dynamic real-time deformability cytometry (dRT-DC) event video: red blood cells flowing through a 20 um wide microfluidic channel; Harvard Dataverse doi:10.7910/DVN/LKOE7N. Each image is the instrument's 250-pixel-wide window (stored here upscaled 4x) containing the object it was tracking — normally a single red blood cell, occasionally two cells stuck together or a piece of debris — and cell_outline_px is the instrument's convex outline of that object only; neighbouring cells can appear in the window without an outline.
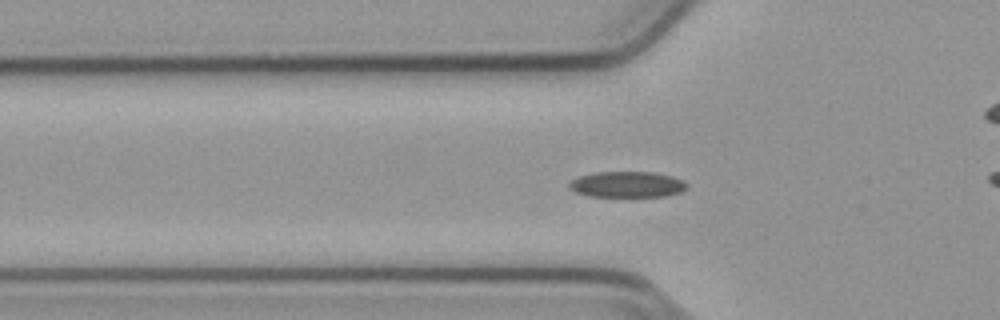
{"species": "common noctule bat (a hibernating species)", "species_latin": "Nyctalus noctula", "temperature_condition": "cold", "stored_images_in_passage": 40, "camera_frame_rate_fps": 3000, "um_per_image_px": 0.085, "animal": {"sex": "male", "body_mass_g": 23.1, "forearm_length_mm": 52.7}, "frame": {"image": 1, "passage_image": 3, "time_ms": 0.667, "image_size_px": [1000, 320], "cell_outline_px": [[688, 188], [684, 192], [668, 196], [588, 196], [576, 192], [568, 188], [568, 184], [572, 180], [580, 176], [596, 172], [652, 172], [672, 176], [684, 180], [688, 184]], "centroid_in_image_um": [53.37, 15.68], "position_along_channel_um": 72.4, "area_um2": 17.92}}
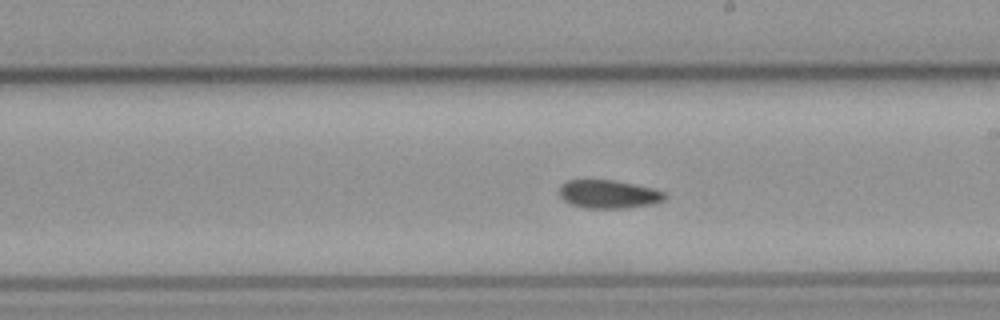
{"frame": {"image": 2, "passage_image": 16, "time_ms": 5.0, "image_size_px": [1000, 320], "cell_outline_px": [[668, 196], [664, 200], [652, 204], [628, 208], [588, 208], [572, 204], [564, 200], [560, 196], [560, 184], [568, 180], [612, 180], [652, 188], [664, 192]], "centroid_in_image_um": [51.74, 16.51], "position_along_channel_um": 237.3, "area_um2": 17.28}}
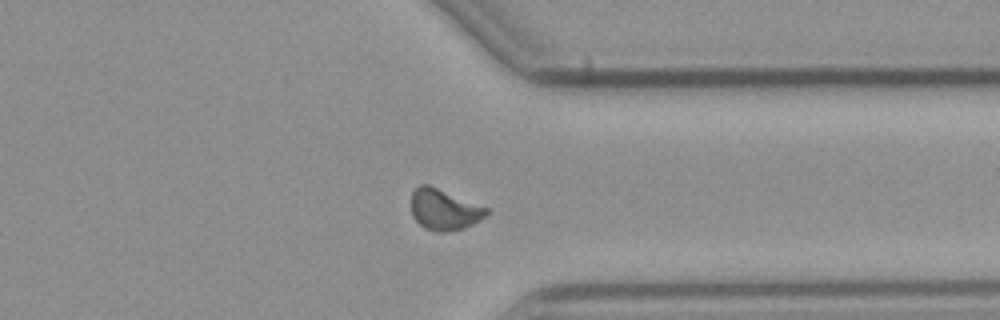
{"frame": {"image": 3, "passage_image": 27, "time_ms": 8.667, "image_size_px": [1000, 320], "cell_outline_px": [[488, 212], [484, 216], [472, 224], [464, 228], [448, 232], [436, 232], [424, 228], [412, 216], [412, 192], [420, 184], [428, 184], [488, 208]], "centroid_in_image_um": [37.72, 17.82], "position_along_channel_um": 373.7, "area_um2": 17.74}, "authors_computed_cell_mechanics": {"area_um2": 17.6579, "velocity_mm_per_s": 3.7876, "shape_relaxation_time_tau1_ms": null, "shape_relaxation_time_tau2_ms": 7.7249, "deformation_change_tau1": null, "deformation_change_tau2": 0.1101}}